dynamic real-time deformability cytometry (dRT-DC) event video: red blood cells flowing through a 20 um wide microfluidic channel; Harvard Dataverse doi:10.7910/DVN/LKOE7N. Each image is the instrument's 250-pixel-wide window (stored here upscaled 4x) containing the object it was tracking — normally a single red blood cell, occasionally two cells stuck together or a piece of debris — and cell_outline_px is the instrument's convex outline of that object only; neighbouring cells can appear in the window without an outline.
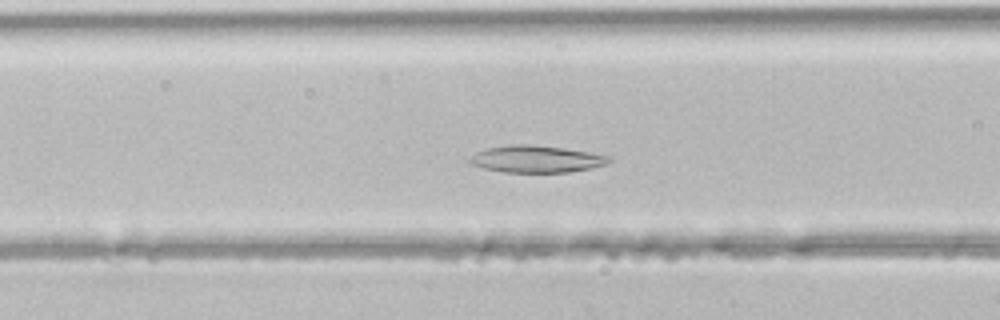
{"species": "common noctule bat (a hibernating species)", "species_latin": "Nyctalus noctula", "temperature_condition": "room temperature", "stored_images_in_passage": 44, "segment_of_instrument_passage": [1, 2], "camera_frame_rate_fps": 3000, "um_per_image_px": 0.085, "animal": {"sex": "male", "body_mass_g": 21.5, "forearm_length_mm": 52.0}, "frame": {"image": 1, "passage_image": 16, "time_ms": 5.0, "image_size_px": [1000, 320], "cell_outline_px": [[612, 160], [604, 164], [592, 168], [568, 172], [504, 172], [484, 168], [472, 164], [468, 160], [468, 156], [484, 148], [508, 144], [528, 144], [564, 148], [612, 156]], "centroid_in_image_um": [45.55, 13.51], "position_along_channel_um": 121.1, "area_um2": 22.02}}
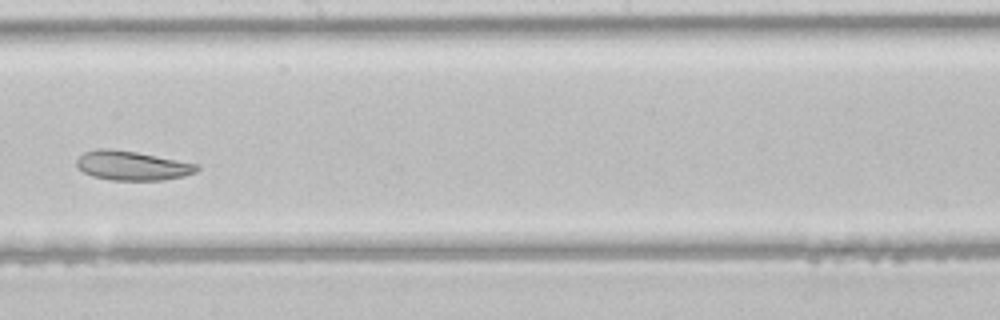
{"frame": {"image": 2, "passage_image": 24, "time_ms": 7.667, "image_size_px": [1000, 320], "cell_outline_px": [[200, 168], [196, 172], [184, 176], [160, 180], [112, 180], [92, 176], [76, 168], [76, 160], [84, 152], [96, 148], [108, 148], [136, 152], [200, 164]], "centroid_in_image_um": [11.22, 14.07], "position_along_channel_um": 237.0, "area_um2": 20.63}}
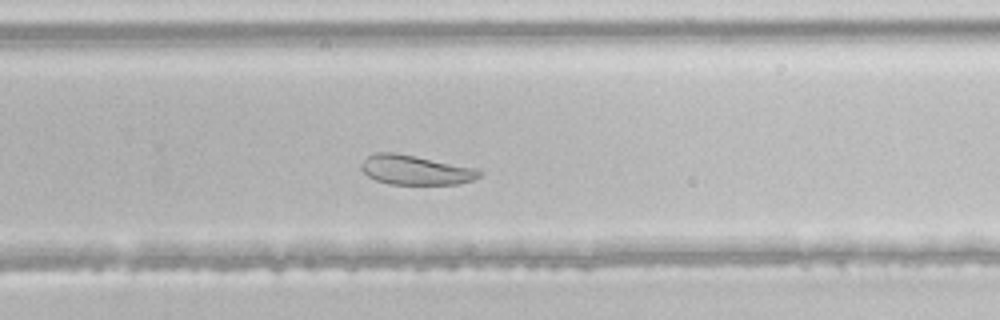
{"frame": {"image": 3, "passage_image": 28, "time_ms": 9.0, "image_size_px": [1000, 320], "cell_outline_px": [[484, 172], [480, 176], [472, 180], [460, 184], [388, 184], [376, 180], [368, 176], [360, 168], [360, 164], [368, 156], [376, 152], [396, 152], [480, 168]], "centroid_in_image_um": [35.37, 14.44], "position_along_channel_um": 294.4, "area_um2": 20.69}}